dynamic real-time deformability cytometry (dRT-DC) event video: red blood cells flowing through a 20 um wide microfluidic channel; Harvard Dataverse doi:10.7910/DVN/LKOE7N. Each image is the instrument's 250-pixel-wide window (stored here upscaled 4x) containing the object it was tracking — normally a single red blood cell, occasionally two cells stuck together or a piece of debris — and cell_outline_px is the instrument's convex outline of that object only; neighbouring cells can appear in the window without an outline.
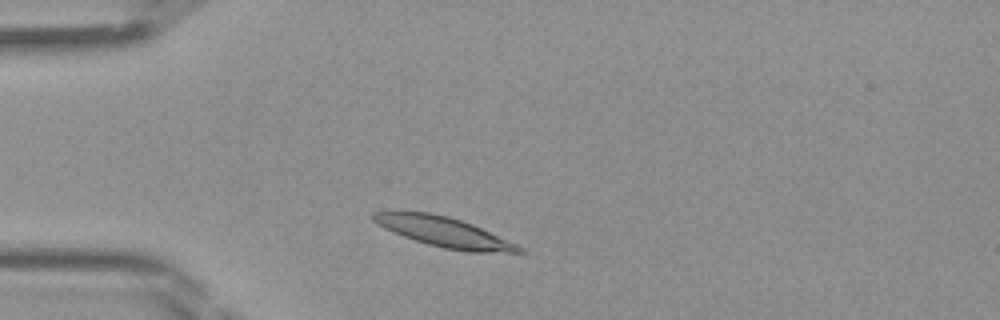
{"species": "Egyptian fruit bat (a non-hibernating species)", "species_latin": "Rousettus aegyptiacus", "temperature_condition": "room temperature", "stored_images_in_passage": 38, "camera_frame_rate_fps": 3000, "um_per_image_px": 0.085, "frame": {"image": 1, "passage_image": 4, "time_ms": 1.0, "image_size_px": [1000, 320], "cell_outline_px": [[524, 252], [468, 252], [444, 248], [428, 244], [404, 236], [384, 228], [372, 220], [372, 212], [432, 212], [448, 216], [472, 224], [516, 244], [524, 248]], "centroid_in_image_um": [37.74, 19.72], "position_along_channel_um": 47.3, "area_um2": 24.91}}
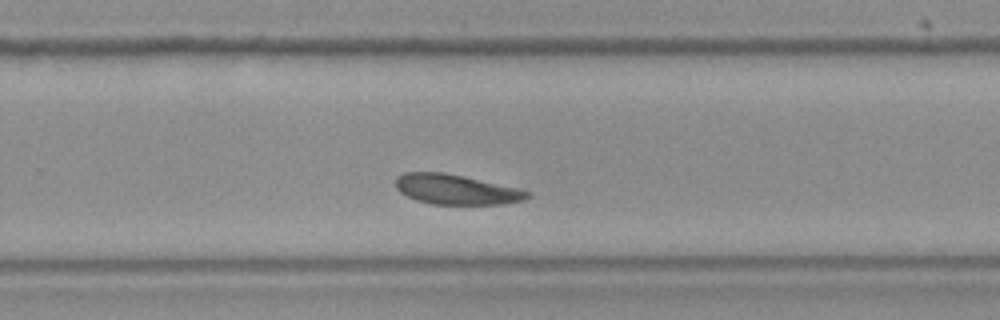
{"frame": {"image": 2, "passage_image": 22, "time_ms": 7.0, "image_size_px": [1000, 320], "cell_outline_px": [[532, 196], [524, 200], [500, 204], [432, 204], [416, 200], [400, 192], [396, 188], [396, 176], [404, 172], [444, 172], [520, 188], [528, 192]], "centroid_in_image_um": [38.77, 16.1], "position_along_channel_um": 291.0, "area_um2": 23.0}}
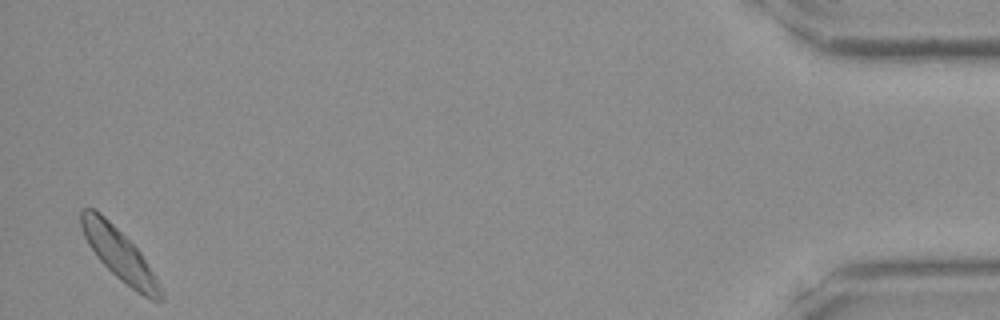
{"frame": {"image": 3, "passage_image": 37, "time_ms": 12.0, "image_size_px": [1000, 320], "cell_outline_px": [[164, 300], [152, 300], [144, 296], [120, 280], [96, 256], [88, 244], [84, 236], [80, 224], [80, 208], [92, 208], [100, 212], [140, 252], [156, 276], [164, 296]], "centroid_in_image_um": [10.13, 21.62], "position_along_channel_um": 425.1, "area_um2": 23.41}}